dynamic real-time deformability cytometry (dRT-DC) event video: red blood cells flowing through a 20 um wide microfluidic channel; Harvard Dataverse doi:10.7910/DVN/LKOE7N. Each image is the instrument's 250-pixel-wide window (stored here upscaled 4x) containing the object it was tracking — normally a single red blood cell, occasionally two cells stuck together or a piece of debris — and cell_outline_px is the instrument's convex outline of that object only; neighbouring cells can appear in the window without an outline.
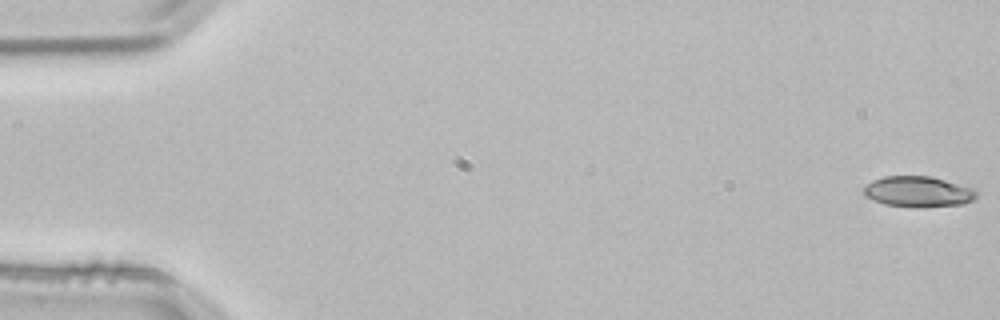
{"species": "common noctule bat (a hibernating species)", "species_latin": "Nyctalus noctula", "temperature_condition": "room temperature", "stored_images_in_passage": 53, "camera_frame_rate_fps": 3000, "um_per_image_px": 0.085, "animal": {"sex": "male", "body_mass_g": 21.5, "forearm_length_mm": 52.0}, "frame": {"image": 1, "passage_image": 1, "time_ms": 0.0, "image_size_px": [1000, 320], "cell_outline_px": [[980, 192], [976, 200], [964, 204], [924, 208], [920, 208], [884, 204], [872, 200], [864, 196], [864, 184], [872, 180], [884, 176], [932, 176], [972, 188]], "centroid_in_image_um": [78.07, 16.3], "position_along_channel_um": 6.9, "area_um2": 20.69}}
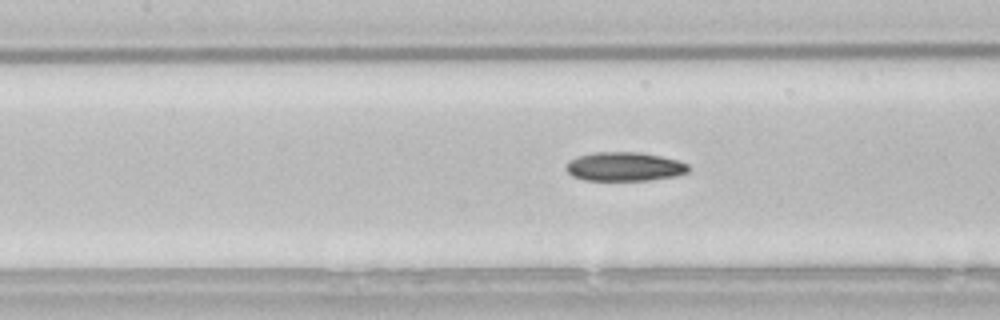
{"frame": {"image": 2, "passage_image": 24, "time_ms": 7.667, "image_size_px": [1000, 320], "cell_outline_px": [[688, 172], [676, 176], [652, 180], [584, 180], [572, 176], [564, 168], [568, 160], [576, 156], [596, 152], [640, 152], [660, 156], [676, 160], [688, 164]], "centroid_in_image_um": [53.04, 14.16], "position_along_channel_um": 154.4, "area_um2": 20.75}}
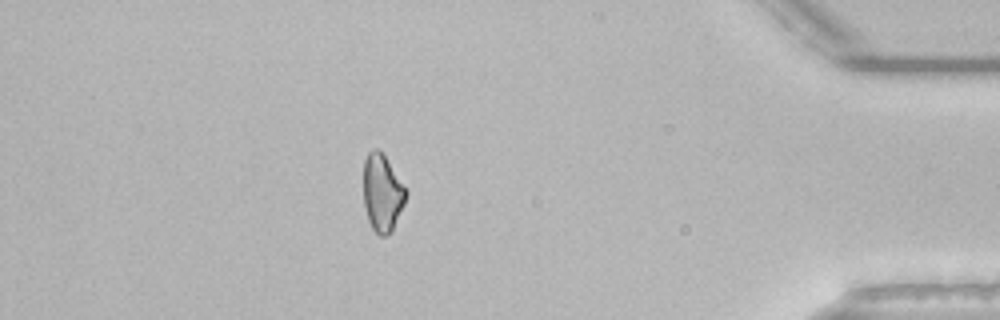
{"frame": {"image": 3, "passage_image": 47, "time_ms": 15.333, "image_size_px": [1000, 320], "cell_outline_px": [[408, 192], [404, 204], [392, 232], [388, 236], [380, 236], [372, 228], [368, 220], [364, 204], [364, 160], [368, 152], [372, 148], [376, 148], [384, 156]], "centroid_in_image_um": [32.49, 16.43], "position_along_channel_um": 402.7, "area_um2": 18.96}}